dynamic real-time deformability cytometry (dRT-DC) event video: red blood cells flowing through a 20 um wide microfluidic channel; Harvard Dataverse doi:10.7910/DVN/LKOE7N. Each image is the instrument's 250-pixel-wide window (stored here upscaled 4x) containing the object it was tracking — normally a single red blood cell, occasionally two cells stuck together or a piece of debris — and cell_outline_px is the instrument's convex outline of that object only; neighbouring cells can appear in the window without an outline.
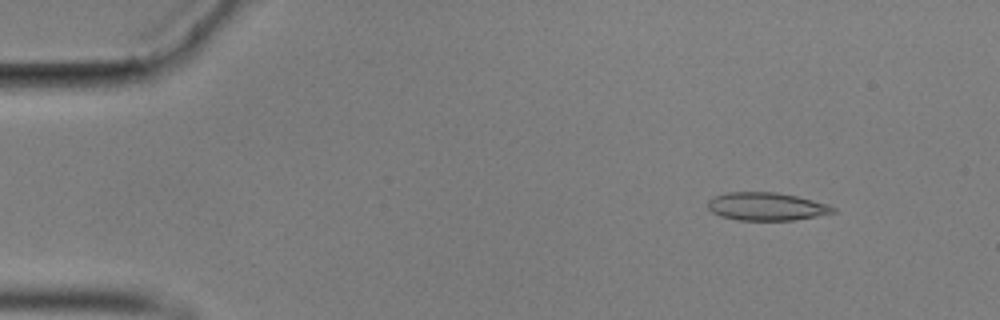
{"species": "common noctule bat (a hibernating species)", "species_latin": "Nyctalus noctula", "temperature_condition": "cold", "stored_images_in_passage": 56, "camera_frame_rate_fps": 3000, "um_per_image_px": 0.085, "animal": {"sex": "male", "body_mass_g": 17.9}, "frame": {"image": 1, "passage_image": 6, "time_ms": 1.667, "image_size_px": [1000, 320], "cell_outline_px": [[836, 212], [816, 216], [792, 220], [736, 220], [720, 216], [712, 212], [708, 208], [708, 200], [712, 196], [728, 192], [776, 192], [796, 196], [828, 204], [836, 208]], "centroid_in_image_um": [65.12, 17.55], "position_along_channel_um": 19.9, "area_um2": 20.46}}
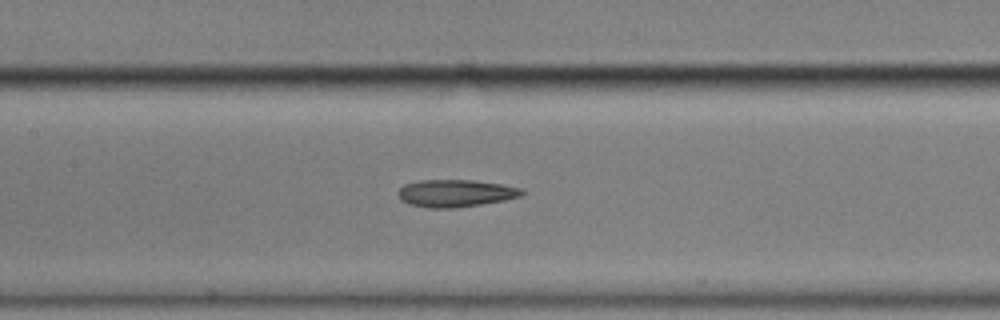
{"frame": {"image": 2, "passage_image": 26, "time_ms": 8.333, "image_size_px": [1000, 320], "cell_outline_px": [[524, 192], [520, 196], [504, 200], [480, 204], [452, 208], [428, 208], [408, 204], [400, 200], [396, 192], [404, 184], [420, 180], [472, 180], [500, 184], [520, 188]], "centroid_in_image_um": [38.64, 16.42], "position_along_channel_um": 168.8, "area_um2": 19.65}}
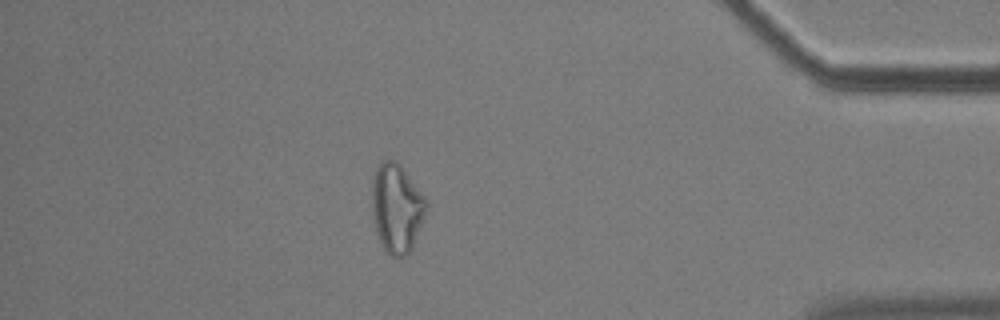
{"frame": {"image": 3, "passage_image": 49, "time_ms": 16.0, "image_size_px": [1000, 320], "cell_outline_px": [[428, 208], [412, 248], [404, 256], [392, 256], [384, 248], [380, 240], [376, 228], [372, 208], [372, 180], [376, 168], [380, 160], [396, 160], [400, 164], [424, 196], [428, 204]], "centroid_in_image_um": [33.72, 17.64], "position_along_channel_um": 401.5, "area_um2": 27.86}, "authors_computed_cell_mechanics": {"area_um2": 20.3167, "velocity_mm_per_s": 3.523, "shape_relaxation_time_tau1_ms": null, "shape_relaxation_time_tau2_ms": 5.396, "deformation_change_tau1": null, "deformation_change_tau2": 0.1692}}